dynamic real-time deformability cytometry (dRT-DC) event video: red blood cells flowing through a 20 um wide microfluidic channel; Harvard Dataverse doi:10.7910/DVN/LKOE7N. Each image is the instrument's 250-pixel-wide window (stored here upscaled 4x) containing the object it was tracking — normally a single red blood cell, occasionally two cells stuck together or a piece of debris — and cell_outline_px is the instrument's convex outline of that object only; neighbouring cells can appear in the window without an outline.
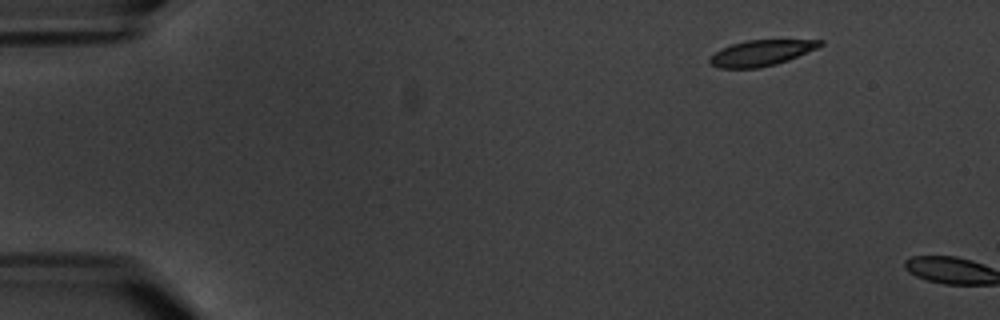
{"species": "common noctule bat (a hibernating species)", "species_latin": "Nyctalus noctula", "temperature_condition": "warm", "stored_images_in_passage": 2, "camera_frame_rate_fps": 3000, "um_per_image_px": 0.085, "animal": {"sex": "male", "body_mass_g": 20.1, "forearm_length_mm": 53.5}, "frame": {"image": 1, "passage_image": 1, "time_ms": 0.0, "image_size_px": [1000, 320], "cell_outline_px": [[824, 44], [816, 48], [788, 60], [776, 64], [760, 68], [720, 68], [712, 64], [708, 60], [720, 48], [732, 44], [748, 40], [824, 40]], "centroid_in_image_um": [64.7, 4.5], "position_along_channel_um": 20.3, "area_um2": 16.36}}